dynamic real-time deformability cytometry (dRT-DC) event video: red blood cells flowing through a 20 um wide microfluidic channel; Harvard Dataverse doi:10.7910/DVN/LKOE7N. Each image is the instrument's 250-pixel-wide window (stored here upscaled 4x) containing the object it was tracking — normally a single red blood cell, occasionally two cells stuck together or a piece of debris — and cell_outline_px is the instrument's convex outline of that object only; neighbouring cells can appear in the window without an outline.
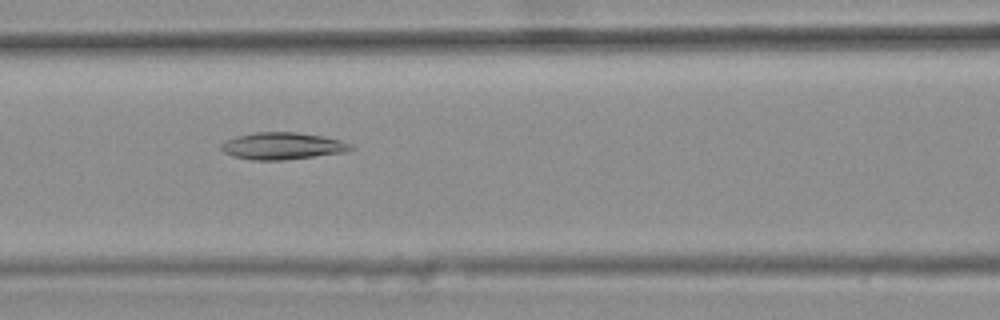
{"species": "common noctule bat (a hibernating species)", "species_latin": "Nyctalus noctula", "temperature_condition": "warm", "stored_images_in_passage": 49, "camera_frame_rate_fps": 3000, "um_per_image_px": 0.085, "animal": {"sex": "female", "body_mass_g": 25.1}, "frame": {"image": 1, "passage_image": 23, "time_ms": 7.333, "image_size_px": [1000, 320], "cell_outline_px": [[356, 148], [348, 152], [284, 160], [252, 160], [232, 156], [224, 152], [220, 148], [220, 144], [224, 140], [236, 136], [256, 132], [296, 132], [324, 136], [340, 140], [352, 144]], "centroid_in_image_um": [24.02, 12.41], "position_along_channel_um": 142.6, "area_um2": 20.69}}
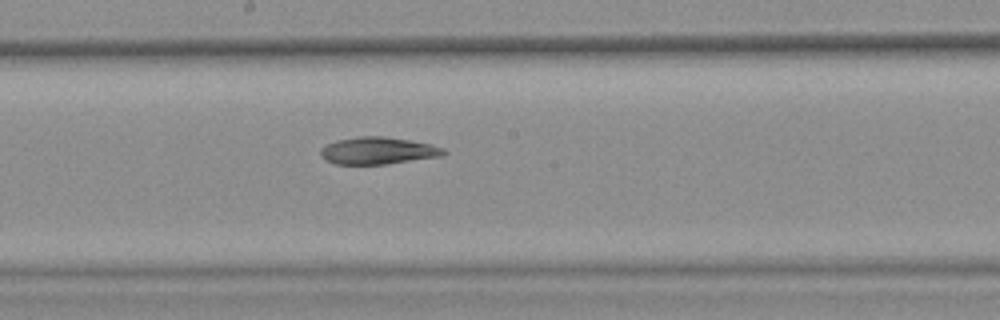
{"frame": {"image": 2, "passage_image": 29, "time_ms": 9.333, "image_size_px": [1000, 320], "cell_outline_px": [[448, 152], [444, 156], [384, 164], [336, 164], [324, 160], [320, 156], [320, 148], [336, 140], [356, 136], [384, 136], [412, 140], [432, 144], [444, 148]], "centroid_in_image_um": [32.14, 12.8], "position_along_channel_um": 216.1, "area_um2": 19.77}}
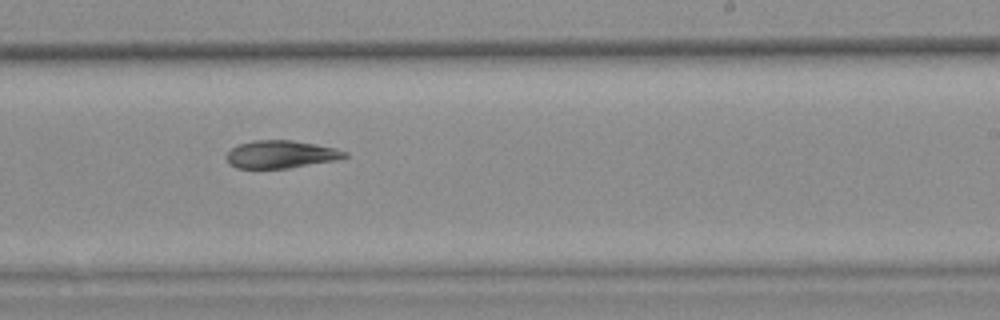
{"frame": {"image": 3, "passage_image": 33, "time_ms": 10.667, "image_size_px": [1000, 320], "cell_outline_px": [[348, 156], [344, 160], [288, 168], [236, 168], [228, 164], [224, 156], [236, 144], [252, 140], [292, 140], [316, 144], [336, 148], [348, 152]], "centroid_in_image_um": [23.91, 13.12], "position_along_channel_um": 265.1, "area_um2": 19.65}}